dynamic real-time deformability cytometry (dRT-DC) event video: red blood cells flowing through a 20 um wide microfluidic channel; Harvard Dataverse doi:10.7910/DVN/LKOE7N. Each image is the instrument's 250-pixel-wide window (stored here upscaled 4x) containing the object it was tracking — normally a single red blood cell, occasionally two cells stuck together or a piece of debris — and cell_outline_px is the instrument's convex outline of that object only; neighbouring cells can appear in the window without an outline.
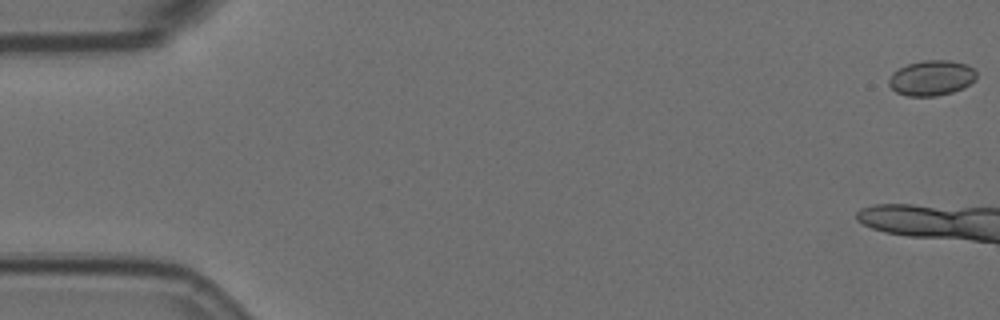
{"species": "Egyptian fruit bat (a non-hibernating species)", "species_latin": "Rousettus aegyptiacus", "temperature_condition": "room temperature", "stored_images_in_passage": 5, "camera_frame_rate_fps": 3000, "um_per_image_px": 0.085, "animal": {"sex": "female"}, "frame": {"image": 1, "passage_image": 1, "time_ms": 0.0, "image_size_px": [1000, 320], "cell_outline_px": [[976, 80], [964, 88], [952, 92], [936, 96], [908, 96], [896, 92], [888, 84], [888, 80], [892, 72], [908, 64], [924, 60], [948, 60], [968, 64], [976, 72]], "centroid_in_image_um": [79.19, 6.63], "position_along_channel_um": 5.8, "area_um2": 18.09}}